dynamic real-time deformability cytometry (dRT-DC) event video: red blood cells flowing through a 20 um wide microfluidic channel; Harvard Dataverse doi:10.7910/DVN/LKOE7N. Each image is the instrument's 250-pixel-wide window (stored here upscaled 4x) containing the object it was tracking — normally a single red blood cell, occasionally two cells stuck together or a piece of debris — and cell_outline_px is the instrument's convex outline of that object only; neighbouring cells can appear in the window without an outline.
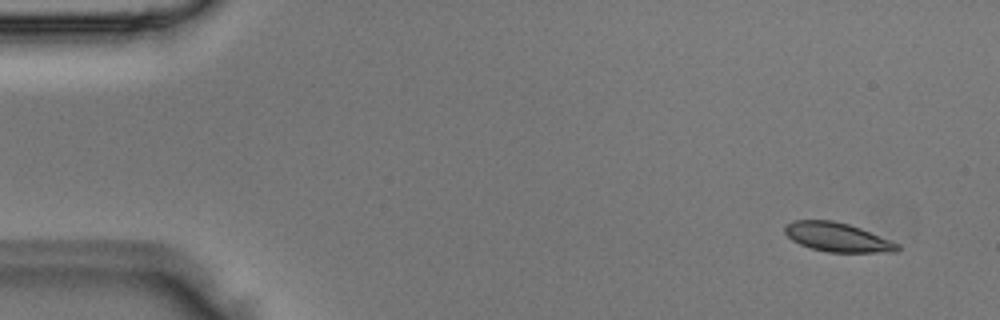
{"species": "Egyptian fruit bat (a non-hibernating species)", "species_latin": "Rousettus aegyptiacus", "temperature_condition": "room temperature", "stored_images_in_passage": 4, "camera_frame_rate_fps": 3000, "um_per_image_px": 0.085, "animal": {"sex": "male"}, "frame": {"image": 1, "passage_image": 1, "time_ms": 0.0, "image_size_px": [1000, 320], "cell_outline_px": [[900, 248], [896, 252], [828, 252], [812, 248], [800, 244], [792, 240], [784, 232], [784, 224], [792, 220], [832, 220], [848, 224], [860, 228], [900, 244]], "centroid_in_image_um": [71.15, 20.15], "position_along_channel_um": 13.8, "area_um2": 19.02}}